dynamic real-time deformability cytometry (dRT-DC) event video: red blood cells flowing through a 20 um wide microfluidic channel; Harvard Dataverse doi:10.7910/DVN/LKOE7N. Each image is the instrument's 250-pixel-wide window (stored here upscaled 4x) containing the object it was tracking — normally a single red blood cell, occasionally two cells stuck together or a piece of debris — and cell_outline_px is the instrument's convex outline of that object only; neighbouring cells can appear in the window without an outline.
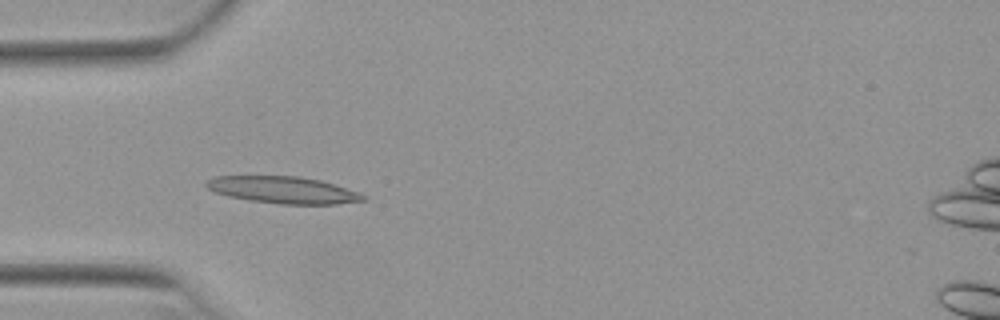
{"species": "Egyptian fruit bat (a non-hibernating species)", "species_latin": "Rousettus aegyptiacus", "temperature_condition": "warm", "stored_images_in_passage": 7, "camera_frame_rate_fps": 3000, "um_per_image_px": 0.085, "animal": {"sex": "female"}, "frame": {"image": 1, "passage_image": 5, "time_ms": 1.333, "image_size_px": [1000, 320], "cell_outline_px": [[368, 200], [336, 204], [280, 204], [248, 200], [228, 196], [216, 192], [208, 188], [204, 184], [212, 176], [296, 176], [320, 180], [360, 192], [368, 196]], "centroid_in_image_um": [24.1, 16.15], "position_along_channel_um": 60.9, "area_um2": 24.68}}